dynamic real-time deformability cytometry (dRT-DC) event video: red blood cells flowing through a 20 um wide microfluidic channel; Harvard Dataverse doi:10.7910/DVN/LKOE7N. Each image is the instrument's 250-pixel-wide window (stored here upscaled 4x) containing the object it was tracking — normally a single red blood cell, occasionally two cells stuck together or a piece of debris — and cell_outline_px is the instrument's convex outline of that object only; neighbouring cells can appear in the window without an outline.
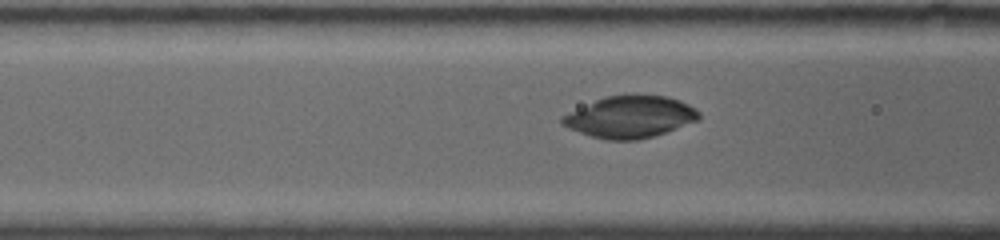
{"species": "common noctule bat (a hibernating species)", "species_latin": "Nyctalus noctula", "temperature_condition": "warm", "stored_images_in_passage": 52, "camera_frame_rate_fps": 5000, "um_per_image_px": 0.085, "animal": {"sex": "female", "body_mass_g": 19.0, "forearm_length_mm": 53.3}, "frame": {"image": 1, "passage_image": 11, "time_ms": 2.8, "image_size_px": [1000, 240], "cell_outline_px": [[700, 120], [652, 136], [636, 140], [608, 140], [592, 136], [568, 128], [560, 124], [560, 116], [604, 96], [668, 96], [680, 100], [696, 108], [700, 112]], "centroid_in_image_um": [53.55, 9.94], "position_along_channel_um": 113.0, "area_um2": 33.0}}
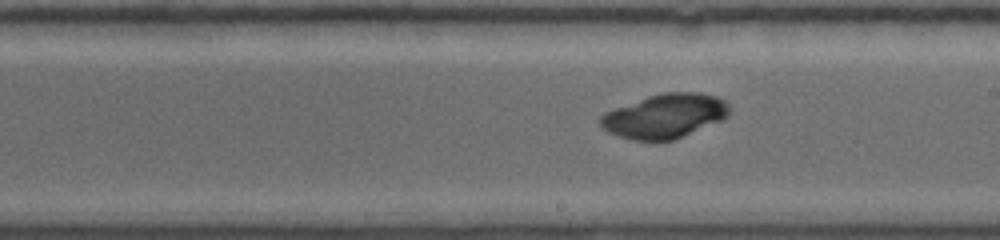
{"frame": {"image": 2, "passage_image": 30, "time_ms": 5.8, "image_size_px": [1000, 240], "cell_outline_px": [[732, 108], [728, 116], [720, 120], [672, 140], [632, 140], [608, 132], [596, 120], [604, 112], [648, 96], [664, 92], [700, 92], [716, 96], [724, 100]], "centroid_in_image_um": [56.49, 9.84], "position_along_channel_um": 232.5, "area_um2": 33.0}}
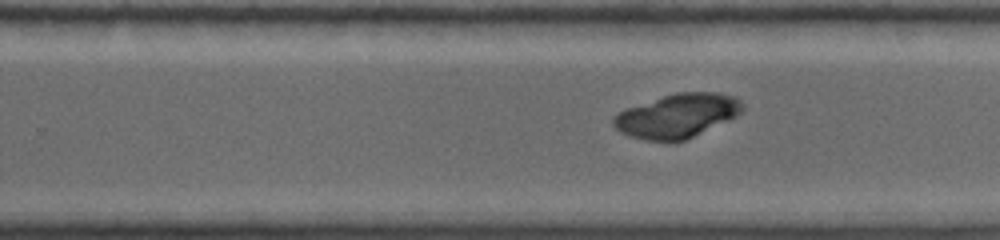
{"frame": {"image": 3, "passage_image": 36, "time_ms": 6.8, "image_size_px": [1000, 240], "cell_outline_px": [[744, 108], [736, 116], [728, 120], [676, 144], [644, 140], [628, 136], [620, 132], [612, 124], [612, 120], [616, 112], [624, 108], [676, 92], [716, 92], [736, 96], [744, 104]], "centroid_in_image_um": [57.52, 9.86], "position_along_channel_um": 272.3, "area_um2": 33.58}}